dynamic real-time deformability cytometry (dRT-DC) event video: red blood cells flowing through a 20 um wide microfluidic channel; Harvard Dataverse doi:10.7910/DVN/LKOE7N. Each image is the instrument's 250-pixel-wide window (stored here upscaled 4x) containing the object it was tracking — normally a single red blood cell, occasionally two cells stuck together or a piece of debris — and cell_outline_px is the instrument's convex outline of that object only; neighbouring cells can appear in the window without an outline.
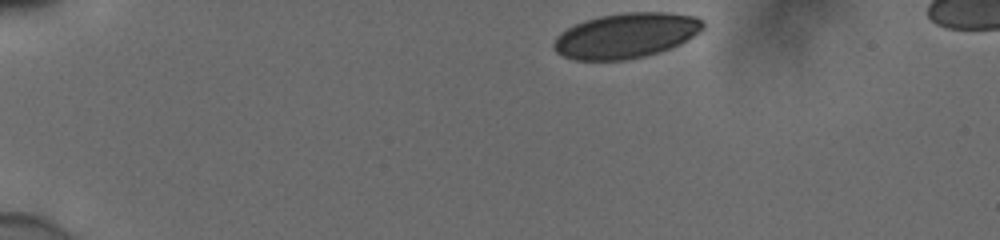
{"species": "human", "species_latin": "Homo sapiens", "temperature_condition": "cold", "stored_images_in_passage": 38, "camera_frame_rate_fps": 3000, "um_per_image_px": 0.085, "donor": {"sex": "male"}, "frame": {"image": 1, "passage_image": 1, "time_ms": 0.0, "image_size_px": [1000, 240], "cell_outline_px": [[704, 28], [700, 32], [680, 44], [672, 48], [660, 52], [644, 56], [624, 60], [576, 60], [564, 56], [556, 52], [552, 48], [552, 44], [556, 36], [560, 32], [584, 20], [600, 16], [624, 12], [664, 12], [696, 16], [704, 20]], "centroid_in_image_um": [53.22, 3.02], "position_along_channel_um": 31.8, "area_um2": 39.48}}
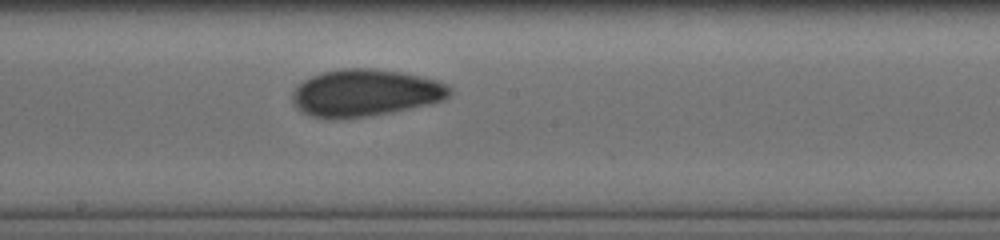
{"frame": {"image": 2, "passage_image": 22, "time_ms": 7.0, "image_size_px": [1000, 240], "cell_outline_px": [[452, 92], [444, 100], [428, 104], [392, 112], [336, 120], [332, 120], [312, 116], [304, 112], [292, 100], [292, 92], [304, 80], [312, 76], [324, 72], [344, 68], [372, 68], [400, 72], [420, 76], [436, 80], [448, 84], [452, 88]], "centroid_in_image_um": [31.07, 7.89], "position_along_channel_um": 217.1, "area_um2": 42.95}}
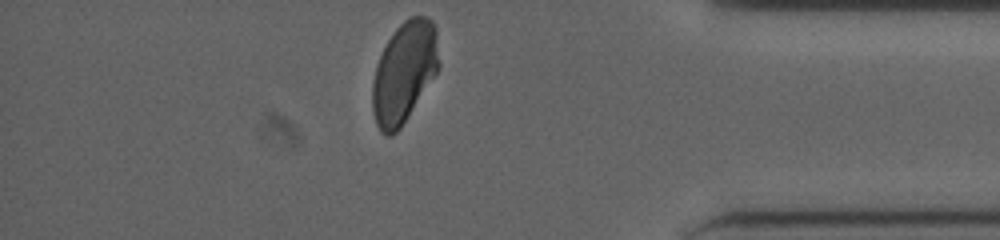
{"frame": {"image": 3, "passage_image": 38, "time_ms": 12.333, "image_size_px": [1000, 240], "cell_outline_px": [[440, 68], [400, 128], [392, 136], [384, 136], [380, 132], [376, 124], [372, 108], [372, 84], [376, 64], [388, 40], [396, 28], [404, 20], [412, 16], [428, 16], [432, 20], [436, 28], [440, 64]], "centroid_in_image_um": [34.36, 6.15], "position_along_channel_um": 400.8, "area_um2": 39.3}, "authors_computed_cell_mechanics": {"area_um2": 41.5871, "velocity_mm_per_s": 3.8701, "shape_relaxation_time_tau1_ms": null, "shape_relaxation_time_tau2_ms": 1.4222, "deformation_change_tau1": null, "deformation_change_tau2": 0.0583}}